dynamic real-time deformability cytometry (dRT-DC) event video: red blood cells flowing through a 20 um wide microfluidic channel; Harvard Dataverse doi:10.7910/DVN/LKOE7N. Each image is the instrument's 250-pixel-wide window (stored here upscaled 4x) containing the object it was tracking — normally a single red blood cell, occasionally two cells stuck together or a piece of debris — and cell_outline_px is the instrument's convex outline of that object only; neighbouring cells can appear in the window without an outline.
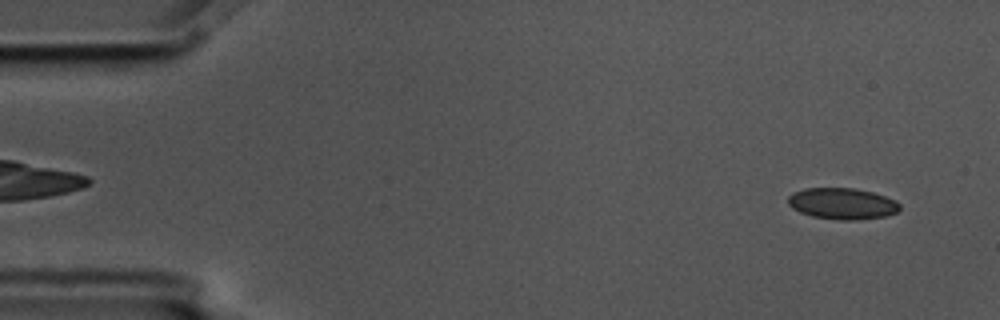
{"species": "common noctule bat (a hibernating species)", "species_latin": "Nyctalus noctula", "temperature_condition": "cold", "stored_images_in_passage": 12, "camera_frame_rate_fps": 3000, "um_per_image_px": 0.085, "animal": {"sex": "male", "body_mass_g": 17.5, "forearm_length_mm": 52.3}, "frame": {"image": 1, "passage_image": 3, "time_ms": 0.667, "image_size_px": [1000, 320], "cell_outline_px": [[900, 208], [896, 212], [884, 216], [852, 220], [840, 220], [812, 216], [800, 212], [792, 208], [788, 204], [788, 196], [792, 192], [804, 188], [856, 188], [872, 192], [896, 200], [900, 204]], "centroid_in_image_um": [71.56, 17.29], "position_along_channel_um": 13.4, "area_um2": 20.35}}